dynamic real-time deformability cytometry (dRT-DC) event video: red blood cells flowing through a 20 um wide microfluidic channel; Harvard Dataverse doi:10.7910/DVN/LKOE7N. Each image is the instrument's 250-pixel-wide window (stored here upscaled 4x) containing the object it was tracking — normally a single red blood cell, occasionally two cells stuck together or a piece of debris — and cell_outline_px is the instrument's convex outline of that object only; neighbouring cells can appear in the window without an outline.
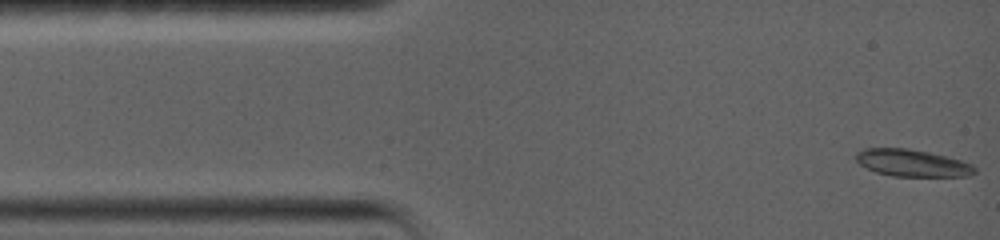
{"species": "common noctule bat (a hibernating species)", "species_latin": "Nyctalus noctula", "temperature_condition": "warm", "stored_images_in_passage": 48, "camera_frame_rate_fps": 5000, "um_per_image_px": 0.085, "animal": {"sex": "female", "body_mass_g": 19.0, "forearm_length_mm": 56.7}, "frame": {"image": 1, "passage_image": 1, "time_ms": 0.0, "image_size_px": [1000, 240], "cell_outline_px": [[976, 172], [968, 176], [892, 176], [876, 172], [860, 164], [856, 160], [856, 152], [864, 148], [904, 148], [928, 152], [948, 156], [972, 164], [976, 168]], "centroid_in_image_um": [77.55, 13.85], "position_along_channel_um": 7.5, "area_um2": 18.67}}
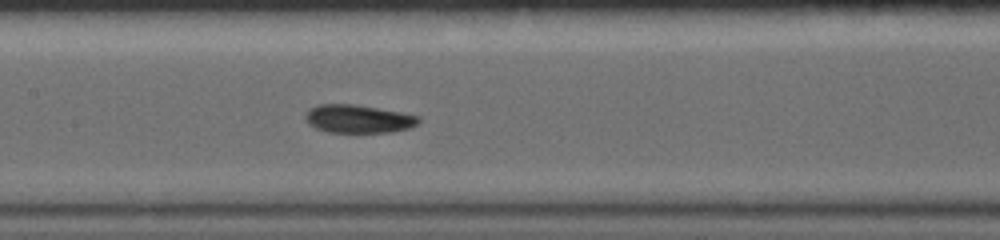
{"frame": {"image": 2, "passage_image": 21, "time_ms": 6.6, "image_size_px": [1000, 240], "cell_outline_px": [[420, 120], [416, 124], [408, 128], [392, 132], [328, 132], [316, 128], [308, 124], [304, 116], [308, 108], [316, 104], [352, 104], [400, 112], [420, 116]], "centroid_in_image_um": [30.4, 10.1], "position_along_channel_um": 177.0, "area_um2": 18.55}}
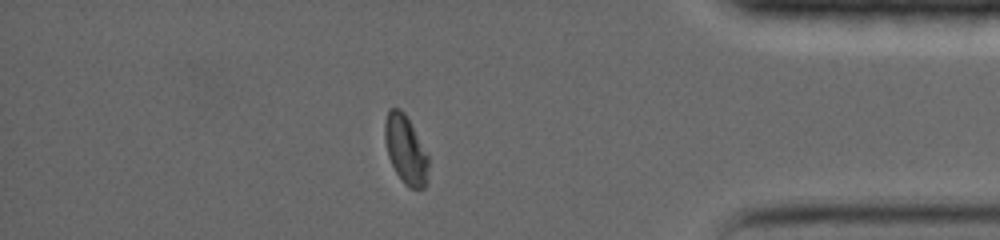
{"frame": {"image": 3, "passage_image": 41, "time_ms": 13.4, "image_size_px": [1000, 240], "cell_outline_px": [[428, 184], [424, 188], [408, 188], [404, 184], [396, 172], [388, 156], [384, 140], [384, 124], [388, 108], [400, 108], [404, 112], [428, 156]], "centroid_in_image_um": [34.46, 12.74], "position_along_channel_um": 400.7, "area_um2": 17.4}, "authors_computed_cell_mechanics": {"area_um2": 18.5538, "velocity_mm_per_s": 3.713, "shape_relaxation_time_tau1_ms": 4.6799, "shape_relaxation_time_tau2_ms": 2.7862, "deformation_change_tau1": 0.1395, "deformation_change_tau2": 0.0559}}